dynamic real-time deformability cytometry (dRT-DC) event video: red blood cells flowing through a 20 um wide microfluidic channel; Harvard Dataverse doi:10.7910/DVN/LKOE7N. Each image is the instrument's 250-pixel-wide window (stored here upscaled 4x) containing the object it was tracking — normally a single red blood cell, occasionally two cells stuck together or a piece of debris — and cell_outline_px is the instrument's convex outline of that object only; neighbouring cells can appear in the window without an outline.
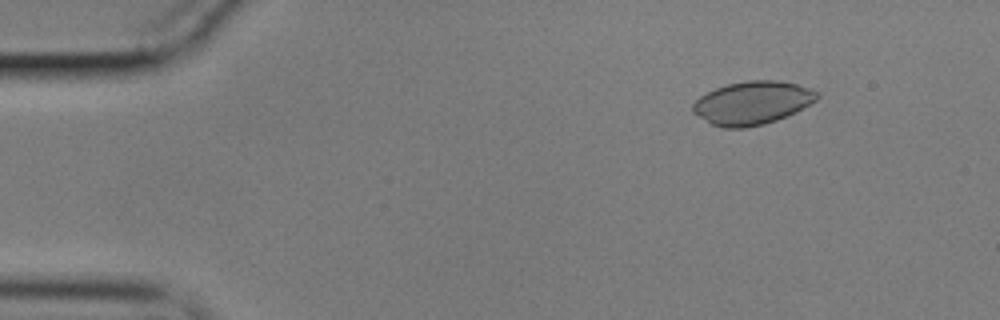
{"species": "common noctule bat (a hibernating species)", "species_latin": "Nyctalus noctula", "temperature_condition": "cold", "stored_images_in_passage": 53, "camera_frame_rate_fps": 3000, "um_per_image_px": 0.085, "animal": {"sex": "male", "body_mass_g": 17.9}, "frame": {"image": 1, "passage_image": 4, "time_ms": 1.0, "image_size_px": [1000, 320], "cell_outline_px": [[820, 96], [816, 100], [796, 112], [776, 120], [764, 124], [744, 128], [720, 128], [712, 124], [692, 112], [692, 104], [700, 96], [716, 88], [728, 84], [748, 80], [776, 80], [796, 84], [820, 92]], "centroid_in_image_um": [63.95, 8.75], "position_along_channel_um": 21.1, "area_um2": 31.21}}
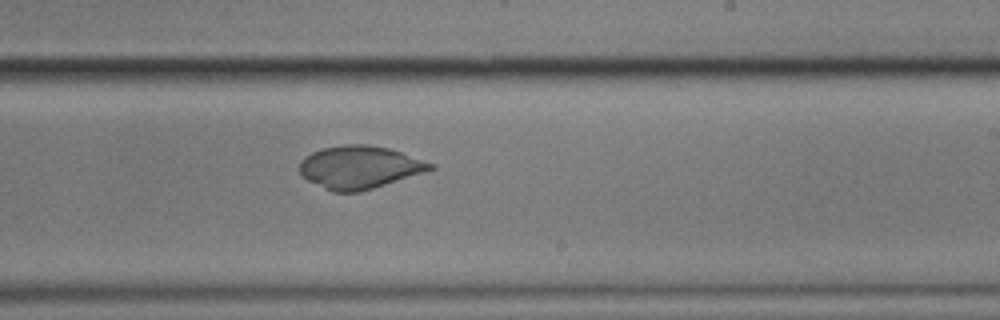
{"frame": {"image": 2, "passage_image": 31, "time_ms": 10.0, "image_size_px": [1000, 320], "cell_outline_px": [[436, 168], [424, 172], [360, 192], [332, 192], [308, 180], [300, 172], [300, 160], [304, 156], [312, 152], [324, 148], [344, 144], [368, 144], [388, 148], [436, 164]], "centroid_in_image_um": [30.56, 14.21], "position_along_channel_um": 258.4, "area_um2": 32.43}}
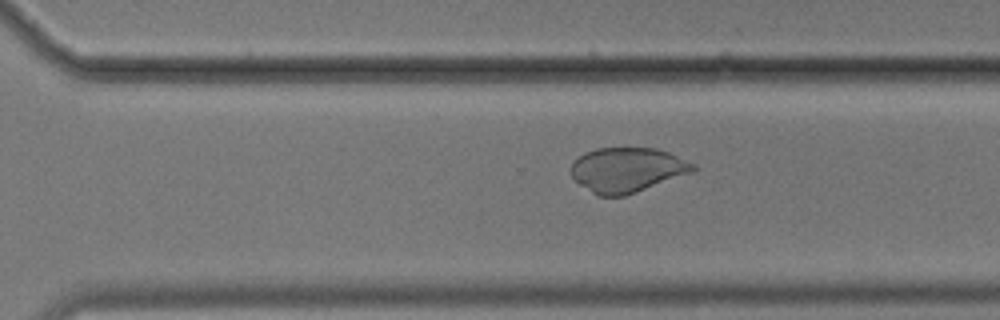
{"frame": {"image": 3, "passage_image": 36, "time_ms": 11.667, "image_size_px": [1000, 320], "cell_outline_px": [[700, 168], [692, 172], [636, 192], [624, 196], [600, 196], [592, 192], [572, 180], [572, 164], [584, 152], [596, 148], [656, 148], [668, 152], [696, 164]], "centroid_in_image_um": [53.32, 14.43], "position_along_channel_um": 317.3, "area_um2": 31.73}}